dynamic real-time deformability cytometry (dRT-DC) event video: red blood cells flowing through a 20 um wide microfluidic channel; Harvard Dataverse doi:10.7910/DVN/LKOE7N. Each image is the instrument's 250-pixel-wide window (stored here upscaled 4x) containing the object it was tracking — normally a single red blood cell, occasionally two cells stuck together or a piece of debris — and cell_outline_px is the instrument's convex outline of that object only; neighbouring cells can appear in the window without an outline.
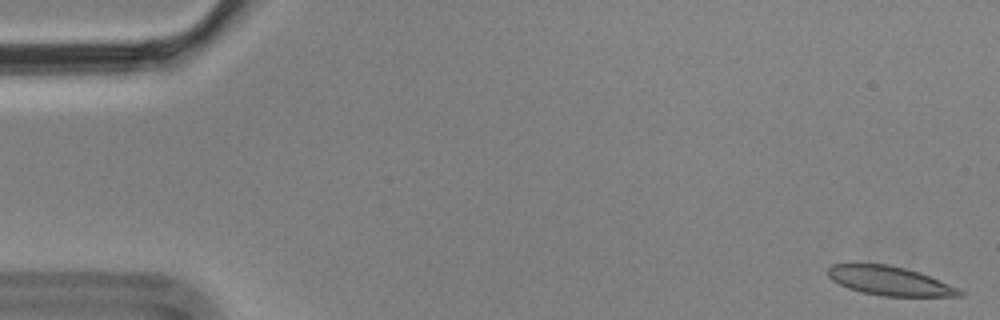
{"species": "Egyptian fruit bat (a non-hibernating species)", "species_latin": "Rousettus aegyptiacus", "temperature_condition": "cold", "stored_images_in_passage": 5, "camera_frame_rate_fps": 3000, "um_per_image_px": 0.085, "animal": {"sex": "male"}, "frame": {"image": 1, "passage_image": 1, "time_ms": 0.0, "image_size_px": [1000, 320], "cell_outline_px": [[964, 296], [880, 296], [848, 288], [832, 280], [828, 276], [828, 268], [832, 264], [856, 260], [888, 264], [920, 272], [960, 288], [964, 292]], "centroid_in_image_um": [75.57, 23.82], "position_along_channel_um": 9.4, "area_um2": 23.06}}